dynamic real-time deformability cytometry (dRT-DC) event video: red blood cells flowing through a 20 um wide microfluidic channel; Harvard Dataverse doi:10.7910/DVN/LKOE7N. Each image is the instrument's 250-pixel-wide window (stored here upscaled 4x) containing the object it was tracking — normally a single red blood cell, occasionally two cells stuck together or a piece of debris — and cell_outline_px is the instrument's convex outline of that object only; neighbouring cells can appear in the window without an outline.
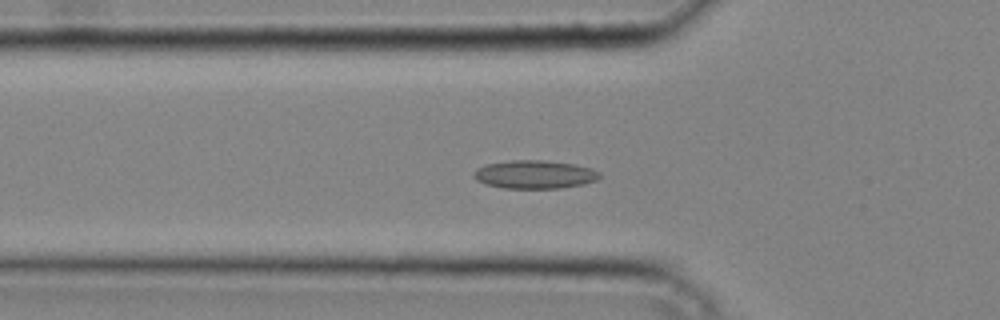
{"species": "common noctule bat (a hibernating species)", "species_latin": "Nyctalus noctula", "temperature_condition": "cold", "stored_images_in_passage": 40, "camera_frame_rate_fps": 3000, "um_per_image_px": 0.085, "animal": {"sex": "male", "body_mass_g": 20.4}, "frame": {"image": 1, "passage_image": 13, "time_ms": 4.0, "image_size_px": [1000, 320], "cell_outline_px": [[600, 176], [596, 180], [584, 184], [560, 188], [504, 188], [484, 184], [476, 180], [472, 176], [472, 172], [476, 168], [484, 164], [512, 160], [544, 160], [572, 164], [592, 168], [600, 172]], "centroid_in_image_um": [45.39, 14.82], "position_along_channel_um": 80.4, "area_um2": 20.92}}
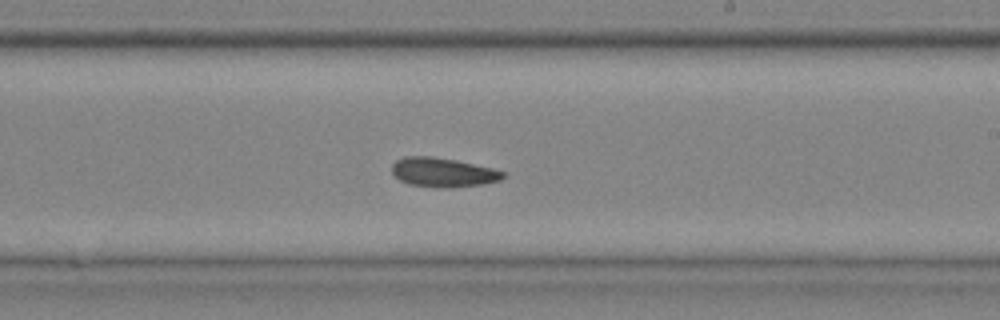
{"frame": {"image": 2, "passage_image": 24, "time_ms": 7.667, "image_size_px": [1000, 320], "cell_outline_px": [[508, 176], [500, 180], [484, 184], [452, 188], [448, 188], [408, 184], [400, 180], [392, 172], [392, 164], [396, 160], [404, 156], [432, 156], [456, 160], [492, 168], [504, 172]], "centroid_in_image_um": [37.67, 14.65], "position_along_channel_um": 251.3, "area_um2": 19.02}}
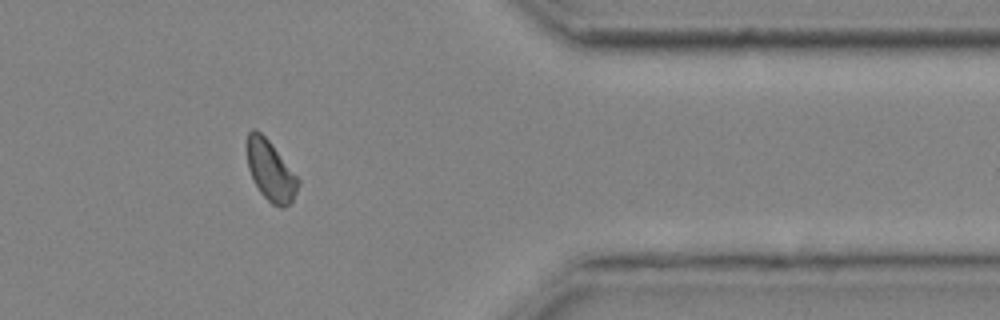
{"frame": {"image": 3, "passage_image": 34, "time_ms": 11.0, "image_size_px": [1000, 320], "cell_outline_px": [[300, 184], [292, 200], [284, 208], [280, 208], [272, 204], [260, 192], [248, 168], [244, 144], [248, 132], [252, 128], [256, 128], [268, 140], [300, 180]], "centroid_in_image_um": [22.95, 14.47], "position_along_channel_um": 388.5, "area_um2": 18.03}}